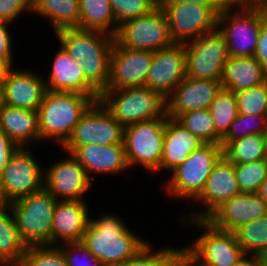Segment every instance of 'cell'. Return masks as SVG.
Segmentation results:
<instances>
[{
	"label": "cell",
	"mask_w": 267,
	"mask_h": 266,
	"mask_svg": "<svg viewBox=\"0 0 267 266\" xmlns=\"http://www.w3.org/2000/svg\"><path fill=\"white\" fill-rule=\"evenodd\" d=\"M101 215L89 219L81 242L104 266L121 265L149 243L118 215Z\"/></svg>",
	"instance_id": "1"
},
{
	"label": "cell",
	"mask_w": 267,
	"mask_h": 266,
	"mask_svg": "<svg viewBox=\"0 0 267 266\" xmlns=\"http://www.w3.org/2000/svg\"><path fill=\"white\" fill-rule=\"evenodd\" d=\"M58 43L82 67L85 78L101 93L110 77L114 36L96 30L66 28L55 32Z\"/></svg>",
	"instance_id": "2"
},
{
	"label": "cell",
	"mask_w": 267,
	"mask_h": 266,
	"mask_svg": "<svg viewBox=\"0 0 267 266\" xmlns=\"http://www.w3.org/2000/svg\"><path fill=\"white\" fill-rule=\"evenodd\" d=\"M94 102L91 96L75 92L46 91L37 110L41 141L50 139L61 147Z\"/></svg>",
	"instance_id": "3"
},
{
	"label": "cell",
	"mask_w": 267,
	"mask_h": 266,
	"mask_svg": "<svg viewBox=\"0 0 267 266\" xmlns=\"http://www.w3.org/2000/svg\"><path fill=\"white\" fill-rule=\"evenodd\" d=\"M98 101L123 127L167 116L166 99L147 87L105 89Z\"/></svg>",
	"instance_id": "4"
},
{
	"label": "cell",
	"mask_w": 267,
	"mask_h": 266,
	"mask_svg": "<svg viewBox=\"0 0 267 266\" xmlns=\"http://www.w3.org/2000/svg\"><path fill=\"white\" fill-rule=\"evenodd\" d=\"M222 155L223 148L214 143H205L194 150L184 163L169 173V179L164 184L166 196L194 201L203 191L213 166Z\"/></svg>",
	"instance_id": "5"
},
{
	"label": "cell",
	"mask_w": 267,
	"mask_h": 266,
	"mask_svg": "<svg viewBox=\"0 0 267 266\" xmlns=\"http://www.w3.org/2000/svg\"><path fill=\"white\" fill-rule=\"evenodd\" d=\"M56 203L57 200L43 188L8 204L20 238L26 246H50Z\"/></svg>",
	"instance_id": "6"
},
{
	"label": "cell",
	"mask_w": 267,
	"mask_h": 266,
	"mask_svg": "<svg viewBox=\"0 0 267 266\" xmlns=\"http://www.w3.org/2000/svg\"><path fill=\"white\" fill-rule=\"evenodd\" d=\"M179 220L185 228L189 225L204 230L193 244L183 247L201 265L232 266L244 255L233 232L214 228L205 219Z\"/></svg>",
	"instance_id": "7"
},
{
	"label": "cell",
	"mask_w": 267,
	"mask_h": 266,
	"mask_svg": "<svg viewBox=\"0 0 267 266\" xmlns=\"http://www.w3.org/2000/svg\"><path fill=\"white\" fill-rule=\"evenodd\" d=\"M164 129L165 118L144 120L124 127L123 143L130 169L142 166L149 174L159 171Z\"/></svg>",
	"instance_id": "8"
},
{
	"label": "cell",
	"mask_w": 267,
	"mask_h": 266,
	"mask_svg": "<svg viewBox=\"0 0 267 266\" xmlns=\"http://www.w3.org/2000/svg\"><path fill=\"white\" fill-rule=\"evenodd\" d=\"M31 149L18 148L0 173V204H9L44 188V168Z\"/></svg>",
	"instance_id": "9"
},
{
	"label": "cell",
	"mask_w": 267,
	"mask_h": 266,
	"mask_svg": "<svg viewBox=\"0 0 267 266\" xmlns=\"http://www.w3.org/2000/svg\"><path fill=\"white\" fill-rule=\"evenodd\" d=\"M261 24L262 18L255 7L229 4L218 15L217 24V29L225 37L229 55L252 57L256 50Z\"/></svg>",
	"instance_id": "10"
},
{
	"label": "cell",
	"mask_w": 267,
	"mask_h": 266,
	"mask_svg": "<svg viewBox=\"0 0 267 266\" xmlns=\"http://www.w3.org/2000/svg\"><path fill=\"white\" fill-rule=\"evenodd\" d=\"M114 39L122 47L152 52L174 43L166 15L159 4L145 15L122 22Z\"/></svg>",
	"instance_id": "11"
},
{
	"label": "cell",
	"mask_w": 267,
	"mask_h": 266,
	"mask_svg": "<svg viewBox=\"0 0 267 266\" xmlns=\"http://www.w3.org/2000/svg\"><path fill=\"white\" fill-rule=\"evenodd\" d=\"M124 127L99 102H94L81 116L67 141L60 147L73 153L79 146L123 143Z\"/></svg>",
	"instance_id": "12"
},
{
	"label": "cell",
	"mask_w": 267,
	"mask_h": 266,
	"mask_svg": "<svg viewBox=\"0 0 267 266\" xmlns=\"http://www.w3.org/2000/svg\"><path fill=\"white\" fill-rule=\"evenodd\" d=\"M184 46L187 77L221 80L230 55L225 37L218 29L205 33Z\"/></svg>",
	"instance_id": "13"
},
{
	"label": "cell",
	"mask_w": 267,
	"mask_h": 266,
	"mask_svg": "<svg viewBox=\"0 0 267 266\" xmlns=\"http://www.w3.org/2000/svg\"><path fill=\"white\" fill-rule=\"evenodd\" d=\"M174 43H187L217 29L218 15L209 7L185 2H159Z\"/></svg>",
	"instance_id": "14"
},
{
	"label": "cell",
	"mask_w": 267,
	"mask_h": 266,
	"mask_svg": "<svg viewBox=\"0 0 267 266\" xmlns=\"http://www.w3.org/2000/svg\"><path fill=\"white\" fill-rule=\"evenodd\" d=\"M47 166L44 170V189L57 201L85 200L83 198L94 184L71 154Z\"/></svg>",
	"instance_id": "15"
},
{
	"label": "cell",
	"mask_w": 267,
	"mask_h": 266,
	"mask_svg": "<svg viewBox=\"0 0 267 266\" xmlns=\"http://www.w3.org/2000/svg\"><path fill=\"white\" fill-rule=\"evenodd\" d=\"M153 59L149 50H134L113 44L110 57V77L106 89L145 87Z\"/></svg>",
	"instance_id": "16"
},
{
	"label": "cell",
	"mask_w": 267,
	"mask_h": 266,
	"mask_svg": "<svg viewBox=\"0 0 267 266\" xmlns=\"http://www.w3.org/2000/svg\"><path fill=\"white\" fill-rule=\"evenodd\" d=\"M241 194L234 171V165L224 155L213 166L201 194L194 200L203 208L190 212L178 219H206L217 207L232 197ZM187 215V216H186Z\"/></svg>",
	"instance_id": "17"
},
{
	"label": "cell",
	"mask_w": 267,
	"mask_h": 266,
	"mask_svg": "<svg viewBox=\"0 0 267 266\" xmlns=\"http://www.w3.org/2000/svg\"><path fill=\"white\" fill-rule=\"evenodd\" d=\"M186 77V50L184 43L153 52L145 87L160 93L165 99Z\"/></svg>",
	"instance_id": "18"
},
{
	"label": "cell",
	"mask_w": 267,
	"mask_h": 266,
	"mask_svg": "<svg viewBox=\"0 0 267 266\" xmlns=\"http://www.w3.org/2000/svg\"><path fill=\"white\" fill-rule=\"evenodd\" d=\"M3 103L37 111L46 93L44 77L27 68L10 67L2 82Z\"/></svg>",
	"instance_id": "19"
},
{
	"label": "cell",
	"mask_w": 267,
	"mask_h": 266,
	"mask_svg": "<svg viewBox=\"0 0 267 266\" xmlns=\"http://www.w3.org/2000/svg\"><path fill=\"white\" fill-rule=\"evenodd\" d=\"M222 88L220 80L185 77L166 98V114L176 119L182 113L209 109L217 92Z\"/></svg>",
	"instance_id": "20"
},
{
	"label": "cell",
	"mask_w": 267,
	"mask_h": 266,
	"mask_svg": "<svg viewBox=\"0 0 267 266\" xmlns=\"http://www.w3.org/2000/svg\"><path fill=\"white\" fill-rule=\"evenodd\" d=\"M267 214V204L256 193H241L217 207L205 220L214 228L233 232Z\"/></svg>",
	"instance_id": "21"
},
{
	"label": "cell",
	"mask_w": 267,
	"mask_h": 266,
	"mask_svg": "<svg viewBox=\"0 0 267 266\" xmlns=\"http://www.w3.org/2000/svg\"><path fill=\"white\" fill-rule=\"evenodd\" d=\"M85 200L57 201L53 213L50 246L81 241L91 217Z\"/></svg>",
	"instance_id": "22"
},
{
	"label": "cell",
	"mask_w": 267,
	"mask_h": 266,
	"mask_svg": "<svg viewBox=\"0 0 267 266\" xmlns=\"http://www.w3.org/2000/svg\"><path fill=\"white\" fill-rule=\"evenodd\" d=\"M45 84L47 91L75 92L99 100L100 92L85 78L82 67L67 52L56 51Z\"/></svg>",
	"instance_id": "23"
},
{
	"label": "cell",
	"mask_w": 267,
	"mask_h": 266,
	"mask_svg": "<svg viewBox=\"0 0 267 266\" xmlns=\"http://www.w3.org/2000/svg\"><path fill=\"white\" fill-rule=\"evenodd\" d=\"M72 155L85 169L89 178L92 174H118L127 172L130 167L125 155L124 143L113 145H92L79 146Z\"/></svg>",
	"instance_id": "24"
},
{
	"label": "cell",
	"mask_w": 267,
	"mask_h": 266,
	"mask_svg": "<svg viewBox=\"0 0 267 266\" xmlns=\"http://www.w3.org/2000/svg\"><path fill=\"white\" fill-rule=\"evenodd\" d=\"M203 144L205 143L199 137L191 134L176 119L166 116L159 171L167 170L171 173Z\"/></svg>",
	"instance_id": "25"
},
{
	"label": "cell",
	"mask_w": 267,
	"mask_h": 266,
	"mask_svg": "<svg viewBox=\"0 0 267 266\" xmlns=\"http://www.w3.org/2000/svg\"><path fill=\"white\" fill-rule=\"evenodd\" d=\"M0 129L19 148L30 147L32 142L41 141L37 111L3 104L0 109Z\"/></svg>",
	"instance_id": "26"
},
{
	"label": "cell",
	"mask_w": 267,
	"mask_h": 266,
	"mask_svg": "<svg viewBox=\"0 0 267 266\" xmlns=\"http://www.w3.org/2000/svg\"><path fill=\"white\" fill-rule=\"evenodd\" d=\"M222 88L238 92L267 82V72L254 57L230 56L221 77Z\"/></svg>",
	"instance_id": "27"
},
{
	"label": "cell",
	"mask_w": 267,
	"mask_h": 266,
	"mask_svg": "<svg viewBox=\"0 0 267 266\" xmlns=\"http://www.w3.org/2000/svg\"><path fill=\"white\" fill-rule=\"evenodd\" d=\"M20 238L11 208L0 204V266H18L26 251Z\"/></svg>",
	"instance_id": "28"
},
{
	"label": "cell",
	"mask_w": 267,
	"mask_h": 266,
	"mask_svg": "<svg viewBox=\"0 0 267 266\" xmlns=\"http://www.w3.org/2000/svg\"><path fill=\"white\" fill-rule=\"evenodd\" d=\"M33 12L46 17L53 31L79 28V0H33Z\"/></svg>",
	"instance_id": "29"
},
{
	"label": "cell",
	"mask_w": 267,
	"mask_h": 266,
	"mask_svg": "<svg viewBox=\"0 0 267 266\" xmlns=\"http://www.w3.org/2000/svg\"><path fill=\"white\" fill-rule=\"evenodd\" d=\"M79 29L96 30L115 36L119 25L109 0H79Z\"/></svg>",
	"instance_id": "30"
},
{
	"label": "cell",
	"mask_w": 267,
	"mask_h": 266,
	"mask_svg": "<svg viewBox=\"0 0 267 266\" xmlns=\"http://www.w3.org/2000/svg\"><path fill=\"white\" fill-rule=\"evenodd\" d=\"M223 155L233 164L267 159L265 136L264 134H251L231 141L223 149Z\"/></svg>",
	"instance_id": "31"
},
{
	"label": "cell",
	"mask_w": 267,
	"mask_h": 266,
	"mask_svg": "<svg viewBox=\"0 0 267 266\" xmlns=\"http://www.w3.org/2000/svg\"><path fill=\"white\" fill-rule=\"evenodd\" d=\"M244 254L262 256L267 251V214L233 231Z\"/></svg>",
	"instance_id": "32"
},
{
	"label": "cell",
	"mask_w": 267,
	"mask_h": 266,
	"mask_svg": "<svg viewBox=\"0 0 267 266\" xmlns=\"http://www.w3.org/2000/svg\"><path fill=\"white\" fill-rule=\"evenodd\" d=\"M214 120L217 134L223 138L230 124L238 115V107L235 93L232 90L221 88L209 107Z\"/></svg>",
	"instance_id": "33"
},
{
	"label": "cell",
	"mask_w": 267,
	"mask_h": 266,
	"mask_svg": "<svg viewBox=\"0 0 267 266\" xmlns=\"http://www.w3.org/2000/svg\"><path fill=\"white\" fill-rule=\"evenodd\" d=\"M176 120L191 134L199 137L204 143L221 144V137L217 134L214 120L209 109H199L182 113Z\"/></svg>",
	"instance_id": "34"
},
{
	"label": "cell",
	"mask_w": 267,
	"mask_h": 266,
	"mask_svg": "<svg viewBox=\"0 0 267 266\" xmlns=\"http://www.w3.org/2000/svg\"><path fill=\"white\" fill-rule=\"evenodd\" d=\"M149 242L134 257L129 258L119 266H176L177 257L182 247L163 246L153 250ZM156 250V251H155Z\"/></svg>",
	"instance_id": "35"
},
{
	"label": "cell",
	"mask_w": 267,
	"mask_h": 266,
	"mask_svg": "<svg viewBox=\"0 0 267 266\" xmlns=\"http://www.w3.org/2000/svg\"><path fill=\"white\" fill-rule=\"evenodd\" d=\"M233 165L241 193H257L267 178V159Z\"/></svg>",
	"instance_id": "36"
},
{
	"label": "cell",
	"mask_w": 267,
	"mask_h": 266,
	"mask_svg": "<svg viewBox=\"0 0 267 266\" xmlns=\"http://www.w3.org/2000/svg\"><path fill=\"white\" fill-rule=\"evenodd\" d=\"M267 127L266 115L238 114L230 124L227 134L221 139V147L224 149L231 141L251 134H264Z\"/></svg>",
	"instance_id": "37"
},
{
	"label": "cell",
	"mask_w": 267,
	"mask_h": 266,
	"mask_svg": "<svg viewBox=\"0 0 267 266\" xmlns=\"http://www.w3.org/2000/svg\"><path fill=\"white\" fill-rule=\"evenodd\" d=\"M234 93L237 100L238 114L266 115L267 82Z\"/></svg>",
	"instance_id": "38"
},
{
	"label": "cell",
	"mask_w": 267,
	"mask_h": 266,
	"mask_svg": "<svg viewBox=\"0 0 267 266\" xmlns=\"http://www.w3.org/2000/svg\"><path fill=\"white\" fill-rule=\"evenodd\" d=\"M18 266H67V262L58 246H27Z\"/></svg>",
	"instance_id": "39"
},
{
	"label": "cell",
	"mask_w": 267,
	"mask_h": 266,
	"mask_svg": "<svg viewBox=\"0 0 267 266\" xmlns=\"http://www.w3.org/2000/svg\"><path fill=\"white\" fill-rule=\"evenodd\" d=\"M116 22H122L145 15L154 9L159 0H109Z\"/></svg>",
	"instance_id": "40"
},
{
	"label": "cell",
	"mask_w": 267,
	"mask_h": 266,
	"mask_svg": "<svg viewBox=\"0 0 267 266\" xmlns=\"http://www.w3.org/2000/svg\"><path fill=\"white\" fill-rule=\"evenodd\" d=\"M58 247L65 256L67 266H104L81 241L63 243Z\"/></svg>",
	"instance_id": "41"
},
{
	"label": "cell",
	"mask_w": 267,
	"mask_h": 266,
	"mask_svg": "<svg viewBox=\"0 0 267 266\" xmlns=\"http://www.w3.org/2000/svg\"><path fill=\"white\" fill-rule=\"evenodd\" d=\"M33 12V0H0V20L12 23L23 13Z\"/></svg>",
	"instance_id": "42"
},
{
	"label": "cell",
	"mask_w": 267,
	"mask_h": 266,
	"mask_svg": "<svg viewBox=\"0 0 267 266\" xmlns=\"http://www.w3.org/2000/svg\"><path fill=\"white\" fill-rule=\"evenodd\" d=\"M8 22L0 20V59L4 60L10 67L14 65V53L12 36Z\"/></svg>",
	"instance_id": "43"
},
{
	"label": "cell",
	"mask_w": 267,
	"mask_h": 266,
	"mask_svg": "<svg viewBox=\"0 0 267 266\" xmlns=\"http://www.w3.org/2000/svg\"><path fill=\"white\" fill-rule=\"evenodd\" d=\"M19 147L0 129V173Z\"/></svg>",
	"instance_id": "44"
},
{
	"label": "cell",
	"mask_w": 267,
	"mask_h": 266,
	"mask_svg": "<svg viewBox=\"0 0 267 266\" xmlns=\"http://www.w3.org/2000/svg\"><path fill=\"white\" fill-rule=\"evenodd\" d=\"M267 72V24L262 22L256 50L253 55Z\"/></svg>",
	"instance_id": "45"
},
{
	"label": "cell",
	"mask_w": 267,
	"mask_h": 266,
	"mask_svg": "<svg viewBox=\"0 0 267 266\" xmlns=\"http://www.w3.org/2000/svg\"><path fill=\"white\" fill-rule=\"evenodd\" d=\"M159 2H185L205 5L219 15L230 3L227 0H159Z\"/></svg>",
	"instance_id": "46"
},
{
	"label": "cell",
	"mask_w": 267,
	"mask_h": 266,
	"mask_svg": "<svg viewBox=\"0 0 267 266\" xmlns=\"http://www.w3.org/2000/svg\"><path fill=\"white\" fill-rule=\"evenodd\" d=\"M263 259L261 256L244 254L232 266H262Z\"/></svg>",
	"instance_id": "47"
},
{
	"label": "cell",
	"mask_w": 267,
	"mask_h": 266,
	"mask_svg": "<svg viewBox=\"0 0 267 266\" xmlns=\"http://www.w3.org/2000/svg\"><path fill=\"white\" fill-rule=\"evenodd\" d=\"M176 266H203L195 260L184 248L179 252Z\"/></svg>",
	"instance_id": "48"
},
{
	"label": "cell",
	"mask_w": 267,
	"mask_h": 266,
	"mask_svg": "<svg viewBox=\"0 0 267 266\" xmlns=\"http://www.w3.org/2000/svg\"><path fill=\"white\" fill-rule=\"evenodd\" d=\"M262 0H233L230 4L240 7H256Z\"/></svg>",
	"instance_id": "49"
},
{
	"label": "cell",
	"mask_w": 267,
	"mask_h": 266,
	"mask_svg": "<svg viewBox=\"0 0 267 266\" xmlns=\"http://www.w3.org/2000/svg\"><path fill=\"white\" fill-rule=\"evenodd\" d=\"M255 8L259 11L262 22L267 24V0H262Z\"/></svg>",
	"instance_id": "50"
},
{
	"label": "cell",
	"mask_w": 267,
	"mask_h": 266,
	"mask_svg": "<svg viewBox=\"0 0 267 266\" xmlns=\"http://www.w3.org/2000/svg\"><path fill=\"white\" fill-rule=\"evenodd\" d=\"M267 204V178L256 193Z\"/></svg>",
	"instance_id": "51"
},
{
	"label": "cell",
	"mask_w": 267,
	"mask_h": 266,
	"mask_svg": "<svg viewBox=\"0 0 267 266\" xmlns=\"http://www.w3.org/2000/svg\"><path fill=\"white\" fill-rule=\"evenodd\" d=\"M9 68L10 66L4 60L0 59V84L4 81V77Z\"/></svg>",
	"instance_id": "52"
},
{
	"label": "cell",
	"mask_w": 267,
	"mask_h": 266,
	"mask_svg": "<svg viewBox=\"0 0 267 266\" xmlns=\"http://www.w3.org/2000/svg\"><path fill=\"white\" fill-rule=\"evenodd\" d=\"M3 86L0 84V109L3 106Z\"/></svg>",
	"instance_id": "53"
},
{
	"label": "cell",
	"mask_w": 267,
	"mask_h": 266,
	"mask_svg": "<svg viewBox=\"0 0 267 266\" xmlns=\"http://www.w3.org/2000/svg\"><path fill=\"white\" fill-rule=\"evenodd\" d=\"M261 257L263 259V265L267 266V251Z\"/></svg>",
	"instance_id": "54"
},
{
	"label": "cell",
	"mask_w": 267,
	"mask_h": 266,
	"mask_svg": "<svg viewBox=\"0 0 267 266\" xmlns=\"http://www.w3.org/2000/svg\"><path fill=\"white\" fill-rule=\"evenodd\" d=\"M264 136H265V143H266V148H267V127H266V130L264 132Z\"/></svg>",
	"instance_id": "55"
}]
</instances>
